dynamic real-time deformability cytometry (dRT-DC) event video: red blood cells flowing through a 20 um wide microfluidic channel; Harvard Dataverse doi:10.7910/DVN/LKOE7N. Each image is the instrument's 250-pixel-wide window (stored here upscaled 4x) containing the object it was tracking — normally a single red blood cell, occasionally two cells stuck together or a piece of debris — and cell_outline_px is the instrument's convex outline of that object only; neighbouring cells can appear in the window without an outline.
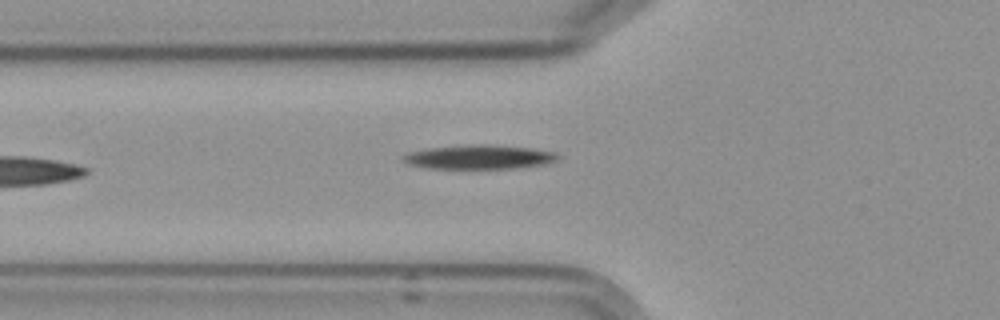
{"species": "Egyptian fruit bat (a non-hibernating species)", "species_latin": "Rousettus aegyptiacus", "temperature_condition": "cold", "stored_images_in_passage": 6, "camera_frame_rate_fps": 3000, "um_per_image_px": 0.085, "frame": {"image": 1, "passage_image": 6, "time_ms": 6.0, "image_size_px": [1000, 320], "cell_outline_px": [[560, 156], [556, 160], [544, 164], [512, 168], [424, 168], [408, 164], [400, 160], [400, 156], [404, 152], [428, 148], [464, 144], [488, 144], [532, 148], [556, 152]], "centroid_in_image_um": [40.63, 13.33], "position_along_channel_um": 85.2, "area_um2": 22.08}}